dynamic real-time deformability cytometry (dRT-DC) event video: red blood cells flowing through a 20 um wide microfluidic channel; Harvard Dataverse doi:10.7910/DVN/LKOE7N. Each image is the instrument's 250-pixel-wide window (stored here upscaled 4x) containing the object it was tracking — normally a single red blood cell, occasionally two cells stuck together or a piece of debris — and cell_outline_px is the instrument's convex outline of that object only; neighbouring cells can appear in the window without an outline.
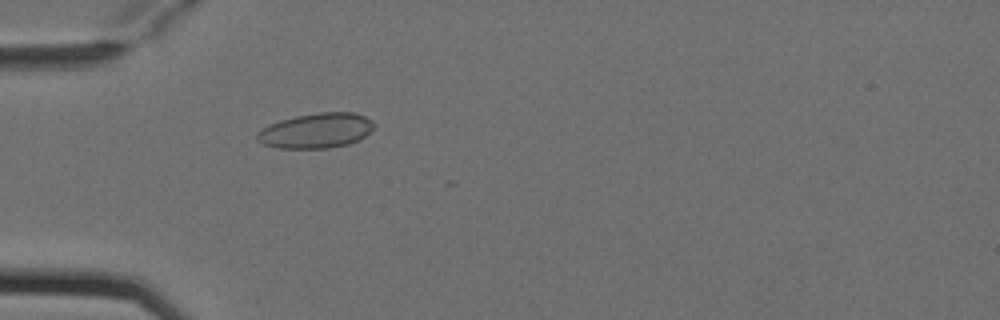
{"species": "Egyptian fruit bat (a non-hibernating species)", "species_latin": "Rousettus aegyptiacus", "temperature_condition": "cold", "stored_images_in_passage": 3, "camera_frame_rate_fps": 3000, "um_per_image_px": 0.085, "animal": {"sex": "female"}, "frame": {"image": 1, "passage_image": 3, "time_ms": 0.667, "image_size_px": [1000, 320], "cell_outline_px": [[372, 128], [364, 136], [348, 144], [328, 148], [276, 148], [260, 144], [256, 140], [256, 132], [260, 128], [268, 124], [280, 120], [296, 116], [320, 112], [356, 112], [372, 120]], "centroid_in_image_um": [26.78, 11.1], "position_along_channel_um": 58.2, "area_um2": 23.93}}